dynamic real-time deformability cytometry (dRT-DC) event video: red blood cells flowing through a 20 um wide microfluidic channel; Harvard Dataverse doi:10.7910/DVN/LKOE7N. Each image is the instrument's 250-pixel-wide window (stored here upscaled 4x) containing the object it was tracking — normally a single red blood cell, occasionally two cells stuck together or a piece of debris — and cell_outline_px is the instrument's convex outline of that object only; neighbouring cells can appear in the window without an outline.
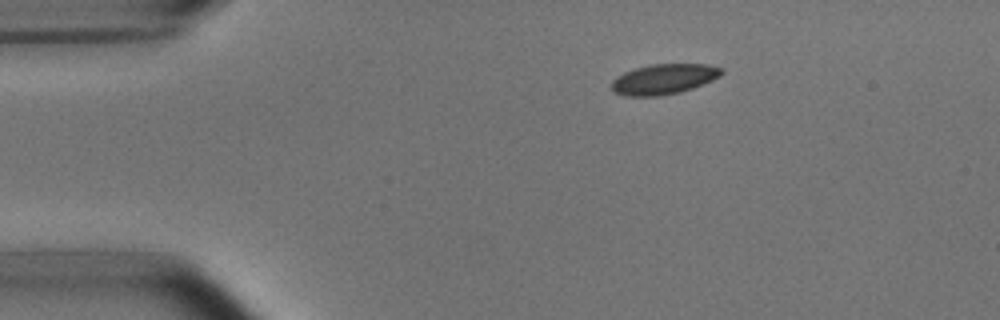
{"species": "common noctule bat (a hibernating species)", "species_latin": "Nyctalus noctula", "temperature_condition": "room temperature", "stored_images_in_passage": 44, "camera_frame_rate_fps": 3000, "um_per_image_px": 0.085, "animal": {"sex": "male", "body_mass_g": 15.6}, "frame": {"image": 1, "passage_image": 1, "time_ms": 0.0, "image_size_px": [1000, 320], "cell_outline_px": [[724, 72], [720, 76], [712, 80], [692, 88], [680, 92], [656, 96], [624, 96], [612, 92], [612, 80], [616, 76], [624, 72], [636, 68], [652, 64], [708, 64], [724, 68]], "centroid_in_image_um": [56.42, 6.72], "position_along_channel_um": 28.6, "area_um2": 19.48}}
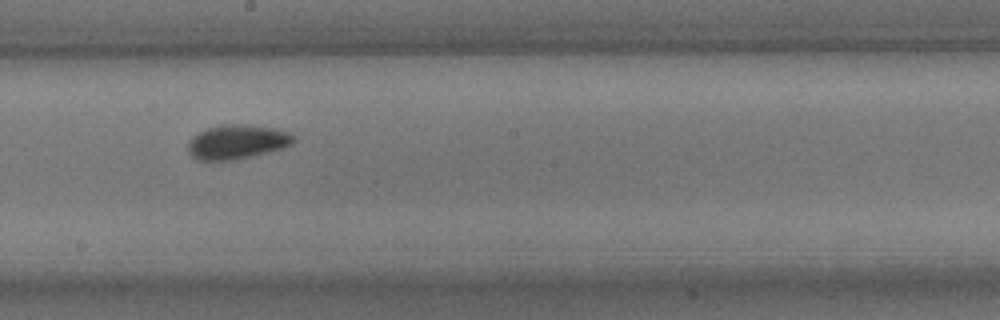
{"frame": {"image": 2, "passage_image": 21, "time_ms": 6.667, "image_size_px": [1000, 320], "cell_outline_px": [[296, 140], [292, 144], [268, 152], [236, 160], [200, 160], [192, 156], [188, 152], [188, 140], [192, 136], [204, 128], [220, 124], [244, 124], [276, 128], [288, 132], [296, 136]], "centroid_in_image_um": [20.13, 12.04], "position_along_channel_um": 228.1, "area_um2": 21.39}}
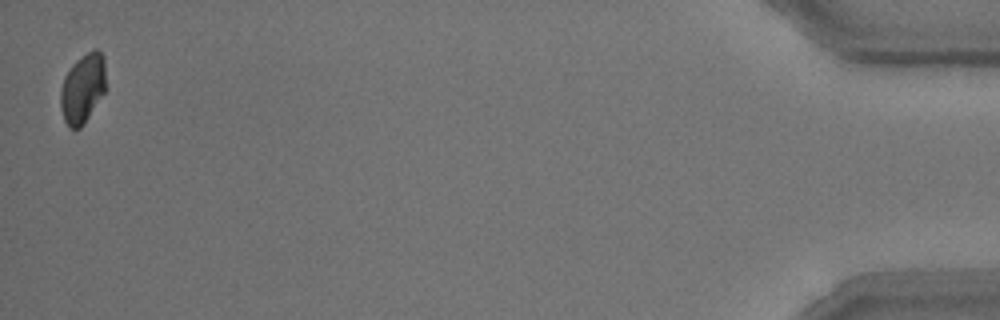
{"frame": {"image": 3, "passage_image": 44, "time_ms": 14.333, "image_size_px": [1000, 320], "cell_outline_px": [[104, 92], [84, 124], [80, 128], [68, 128], [64, 120], [60, 104], [60, 88], [64, 76], [72, 64], [76, 60], [88, 52], [96, 48], [104, 56]], "centroid_in_image_um": [7.0, 7.52], "position_along_channel_um": 428.2, "area_um2": 18.21}, "authors_computed_cell_mechanics": {"area_um2": 19.5364, "velocity_mm_per_s": 3.7741, "shape_relaxation_time_tau1_ms": 2.4401, "shape_relaxation_time_tau2_ms": 1.827, "deformation_change_tau1": 0.0826, "deformation_change_tau2": 0.0409}}